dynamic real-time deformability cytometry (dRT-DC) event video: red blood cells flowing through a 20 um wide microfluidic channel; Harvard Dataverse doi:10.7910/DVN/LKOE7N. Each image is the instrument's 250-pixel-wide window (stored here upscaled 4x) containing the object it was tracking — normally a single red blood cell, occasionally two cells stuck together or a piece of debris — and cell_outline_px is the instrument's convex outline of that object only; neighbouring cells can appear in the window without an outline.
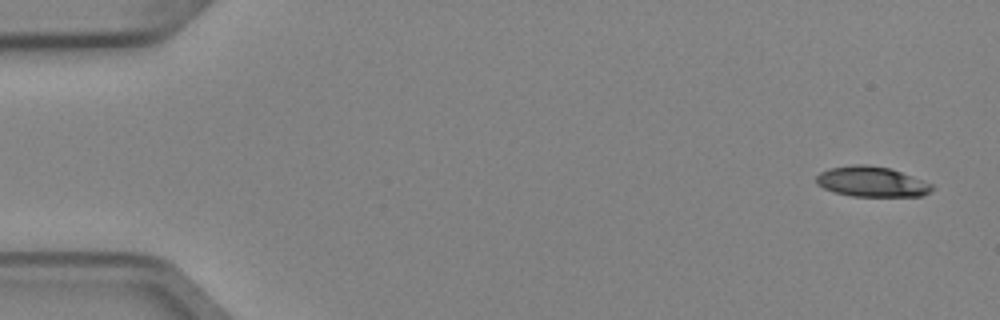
{"species": "Egyptian fruit bat (a non-hibernating species)", "species_latin": "Rousettus aegyptiacus", "temperature_condition": "cold", "stored_images_in_passage": 3, "camera_frame_rate_fps": 3000, "um_per_image_px": 0.085, "animal": {"sex": "female"}, "frame": {"image": 1, "passage_image": 1, "time_ms": 0.0, "image_size_px": [1000, 320], "cell_outline_px": [[932, 188], [924, 196], [852, 196], [832, 192], [816, 184], [816, 176], [820, 172], [828, 168], [856, 164], [864, 164], [892, 168], [924, 180], [932, 184]], "centroid_in_image_um": [74.07, 15.43], "position_along_channel_um": 10.9, "area_um2": 20.58}}